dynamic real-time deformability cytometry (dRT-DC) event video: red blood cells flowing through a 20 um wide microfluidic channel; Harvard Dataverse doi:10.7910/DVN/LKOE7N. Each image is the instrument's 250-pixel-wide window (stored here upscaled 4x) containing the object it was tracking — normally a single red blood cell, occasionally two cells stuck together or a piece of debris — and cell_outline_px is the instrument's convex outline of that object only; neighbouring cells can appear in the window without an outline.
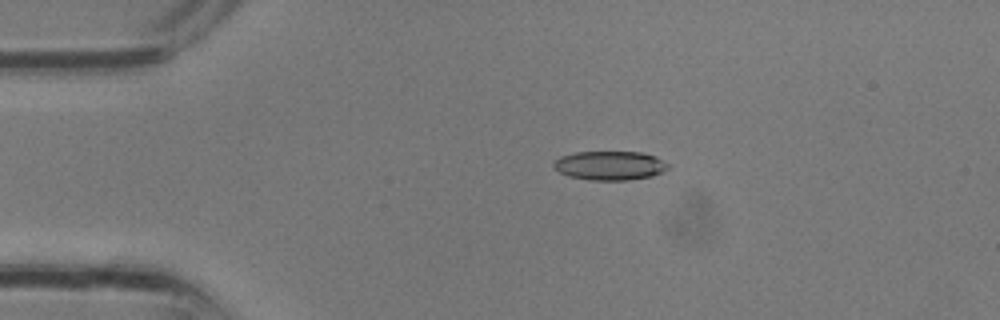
{"species": "common noctule bat (a hibernating species)", "species_latin": "Nyctalus noctula", "temperature_condition": "room temperature", "stored_images_in_passage": 2, "camera_frame_rate_fps": 3000, "um_per_image_px": 0.085, "animal": {"sex": "male", "body_mass_g": 13.3}, "frame": {"image": 1, "passage_image": 1, "time_ms": 0.0, "image_size_px": [1000, 320], "cell_outline_px": [[668, 168], [652, 176], [628, 180], [588, 180], [568, 176], [552, 168], [552, 160], [560, 156], [576, 152], [644, 152], [656, 156], [668, 164]], "centroid_in_image_um": [51.78, 14.07], "position_along_channel_um": 33.2, "area_um2": 19.54}}
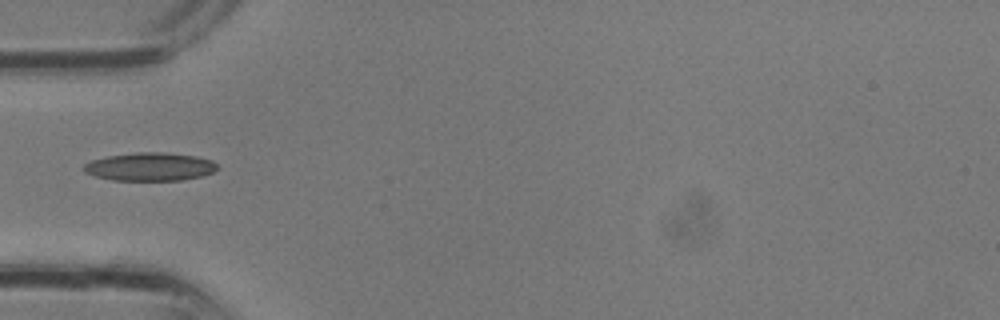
{"frame": {"image": 2, "passage_image": 2, "time_ms": 0.333, "image_size_px": [1000, 320], "cell_outline_px": [[216, 168], [212, 172], [200, 176], [180, 180], [112, 180], [96, 176], [84, 172], [84, 164], [92, 160], [108, 156], [136, 152], [164, 152], [196, 156], [212, 160], [216, 164]], "centroid_in_image_um": [12.73, 14.16], "position_along_channel_um": 72.3, "area_um2": 21.73}}